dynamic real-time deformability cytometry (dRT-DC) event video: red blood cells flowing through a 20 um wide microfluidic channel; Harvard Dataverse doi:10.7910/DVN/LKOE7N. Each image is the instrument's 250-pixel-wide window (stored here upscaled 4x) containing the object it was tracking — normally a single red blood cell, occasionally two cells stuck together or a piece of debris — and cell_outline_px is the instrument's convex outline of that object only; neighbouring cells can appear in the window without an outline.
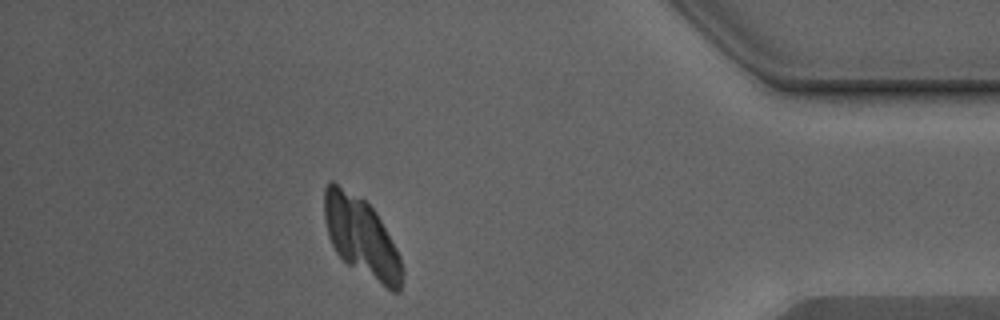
{"species": "Egyptian fruit bat (a non-hibernating species)", "species_latin": "Rousettus aegyptiacus", "temperature_condition": "warm", "stored_images_in_passage": 42, "camera_frame_rate_fps": 3000, "um_per_image_px": 0.085, "animal": {"sex": "male"}, "frame": {"image": 1, "passage_image": 37, "time_ms": 12.0, "image_size_px": [1000, 320], "cell_outline_px": [[404, 272], [400, 292], [392, 292], [348, 264], [336, 252], [328, 236], [324, 216], [324, 188], [328, 180], [332, 180], [364, 200], [376, 212], [396, 248], [400, 256]], "centroid_in_image_um": [30.72, 20.15], "position_along_channel_um": 404.5, "area_um2": 35.95}}